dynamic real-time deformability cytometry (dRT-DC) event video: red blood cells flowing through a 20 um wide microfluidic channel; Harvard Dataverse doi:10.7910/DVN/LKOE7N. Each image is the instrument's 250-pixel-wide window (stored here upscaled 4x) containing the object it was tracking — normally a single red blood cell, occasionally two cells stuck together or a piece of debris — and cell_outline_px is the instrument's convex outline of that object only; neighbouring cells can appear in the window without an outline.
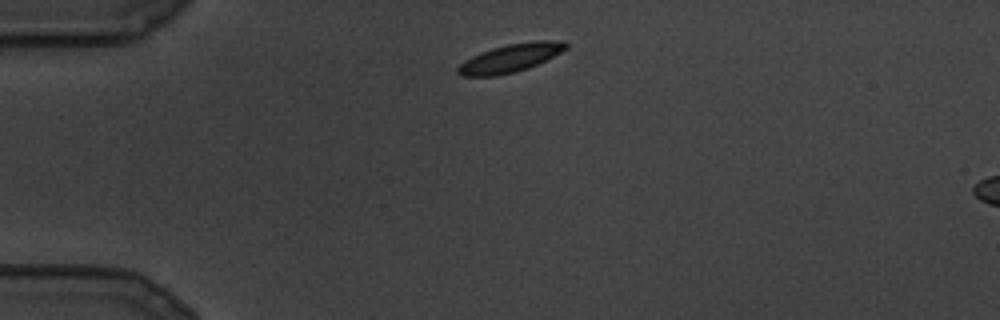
{"species": "common noctule bat (a hibernating species)", "species_latin": "Nyctalus noctula", "temperature_condition": "cold", "stored_images_in_passage": 22, "camera_frame_rate_fps": 3000, "um_per_image_px": 0.085, "animal": {"sex": "male", "body_mass_g": 19.5, "forearm_length_mm": 54.6}, "frame": {"image": 1, "passage_image": 1, "time_ms": 0.0, "image_size_px": [1000, 320], "cell_outline_px": [[568, 48], [528, 68], [516, 72], [496, 76], [460, 76], [456, 72], [456, 68], [464, 60], [480, 52], [492, 48], [508, 44], [532, 40], [564, 40], [568, 44]], "centroid_in_image_um": [43.36, 4.93], "position_along_channel_um": 41.6, "area_um2": 17.86}}
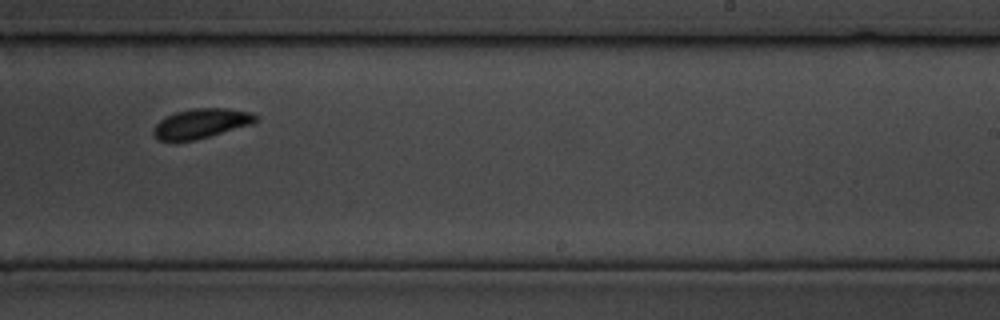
{"frame": {"image": 2, "passage_image": 12, "time_ms": 3.667, "image_size_px": [1000, 320], "cell_outline_px": [[256, 120], [252, 124], [196, 140], [160, 140], [152, 132], [156, 124], [164, 116], [176, 112], [192, 108], [224, 108], [248, 112], [256, 116]], "centroid_in_image_um": [17.07, 10.48], "position_along_channel_um": 271.9, "area_um2": 17.34}}
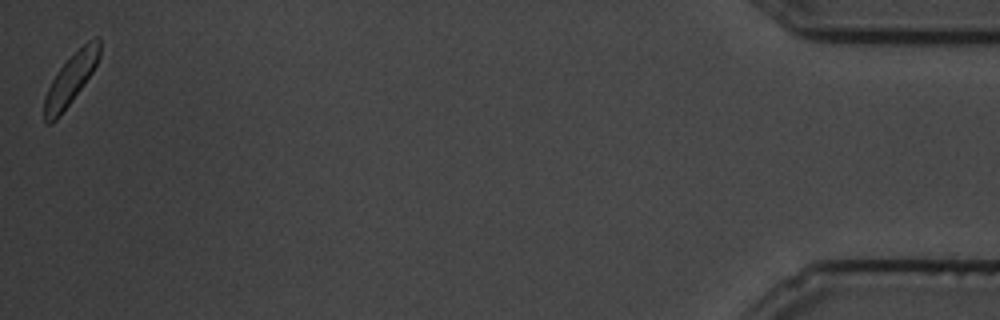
{"frame": {"image": 3, "passage_image": 22, "time_ms": 7.0, "image_size_px": [1000, 320], "cell_outline_px": [[100, 56], [92, 72], [60, 116], [52, 124], [48, 124], [44, 120], [44, 96], [56, 72], [88, 40], [96, 36], [100, 36]], "centroid_in_image_um": [6.0, 6.75], "position_along_channel_um": 429.2, "area_um2": 16.01}}